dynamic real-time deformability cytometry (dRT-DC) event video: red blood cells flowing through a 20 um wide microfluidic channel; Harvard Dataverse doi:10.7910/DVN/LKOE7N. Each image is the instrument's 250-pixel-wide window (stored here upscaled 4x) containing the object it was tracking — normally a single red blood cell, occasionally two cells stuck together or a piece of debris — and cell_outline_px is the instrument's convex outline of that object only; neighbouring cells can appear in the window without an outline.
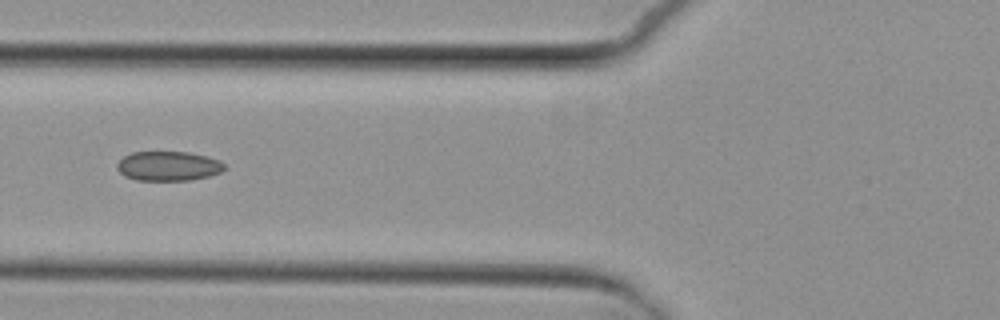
{"species": "common noctule bat (a hibernating species)", "species_latin": "Nyctalus noctula", "temperature_condition": "cold", "stored_images_in_passage": 6, "camera_frame_rate_fps": 3000, "um_per_image_px": 0.085, "animal": {"sex": "female", "body_mass_g": 29.2, "forearm_length_mm": 56.3}, "frame": {"image": 1, "passage_image": 6, "time_ms": 6.0, "image_size_px": [1000, 320], "cell_outline_px": [[224, 168], [220, 172], [208, 176], [192, 180], [136, 180], [124, 176], [116, 168], [116, 164], [124, 156], [132, 152], [188, 152], [220, 160], [224, 164]], "centroid_in_image_um": [14.27, 14.12], "position_along_channel_um": 111.5, "area_um2": 18.38}}